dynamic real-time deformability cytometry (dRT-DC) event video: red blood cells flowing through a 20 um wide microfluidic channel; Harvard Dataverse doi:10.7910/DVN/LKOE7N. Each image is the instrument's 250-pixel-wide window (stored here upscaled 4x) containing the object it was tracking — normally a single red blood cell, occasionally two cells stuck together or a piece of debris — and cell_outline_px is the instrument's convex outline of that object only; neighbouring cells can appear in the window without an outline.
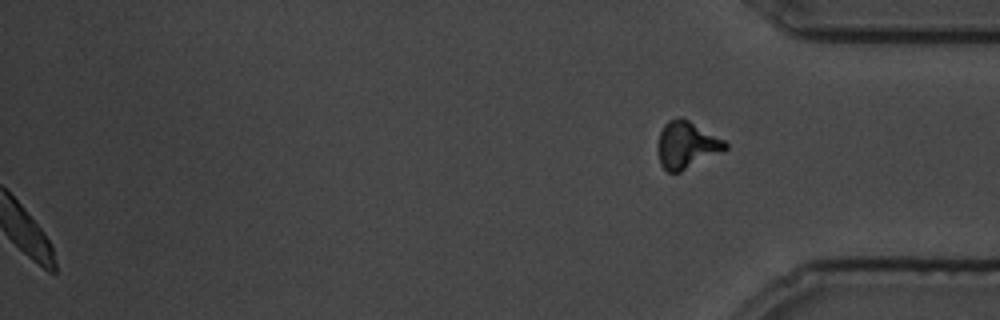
{"species": "common noctule bat (a hibernating species)", "species_latin": "Nyctalus noctula", "temperature_condition": "cold", "stored_images_in_passage": 100, "segment_of_instrument_passage": [2, 2], "camera_frame_rate_fps": 3000, "um_per_image_px": 0.085, "animal": {"sex": "male", "body_mass_g": 19.5, "forearm_length_mm": 54.6}, "frame": {"image": 1, "passage_image": 100, "time_ms": 33.0, "image_size_px": [1000, 320], "cell_outline_px": [[728, 148], [724, 152], [680, 172], [668, 172], [660, 164], [656, 148], [656, 144], [660, 132], [664, 124], [668, 120], [688, 120], [724, 140], [728, 144]], "centroid_in_image_um": [58.35, 12.37], "position_along_channel_um": 376.8, "area_um2": 18.5}}